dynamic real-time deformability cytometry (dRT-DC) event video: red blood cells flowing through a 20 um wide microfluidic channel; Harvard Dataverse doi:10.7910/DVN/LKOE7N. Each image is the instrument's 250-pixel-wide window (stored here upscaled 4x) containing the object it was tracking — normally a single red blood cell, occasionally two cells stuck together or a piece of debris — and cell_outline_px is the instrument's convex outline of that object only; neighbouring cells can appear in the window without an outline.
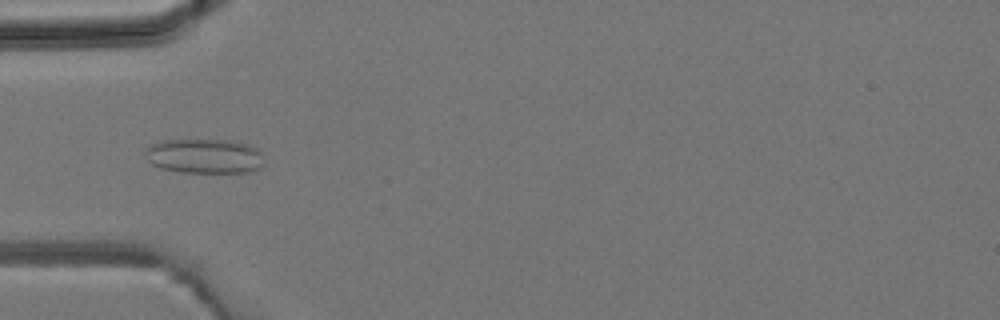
{"species": "common noctule bat (a hibernating species)", "species_latin": "Nyctalus noctula", "temperature_condition": "room temperature", "stored_images_in_passage": 41, "camera_frame_rate_fps": 3000, "um_per_image_px": 0.085, "animal": {"sex": "male", "body_mass_g": 19.2, "forearm_length_mm": 51.8}, "frame": {"image": 1, "passage_image": 11, "time_ms": 3.333, "image_size_px": [1000, 320], "cell_outline_px": [[264, 164], [260, 168], [248, 172], [180, 172], [160, 168], [152, 164], [144, 156], [144, 152], [152, 144], [164, 140], [228, 140], [248, 144], [256, 148], [260, 152]], "centroid_in_image_um": [17.37, 13.27], "position_along_channel_um": 67.6, "area_um2": 23.99}}
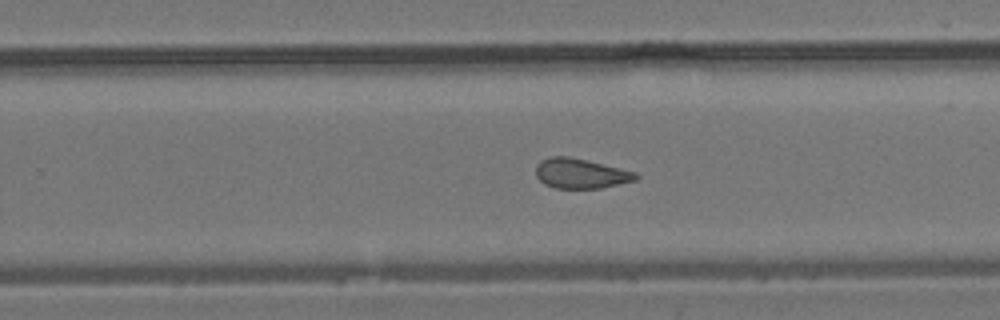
{"frame": {"image": 2, "passage_image": 25, "time_ms": 8.0, "image_size_px": [1000, 320], "cell_outline_px": [[640, 176], [636, 180], [600, 188], [556, 188], [544, 184], [536, 176], [536, 164], [540, 160], [552, 156], [568, 156], [636, 172]], "centroid_in_image_um": [49.33, 14.74], "position_along_channel_um": 280.5, "area_um2": 17.28}}
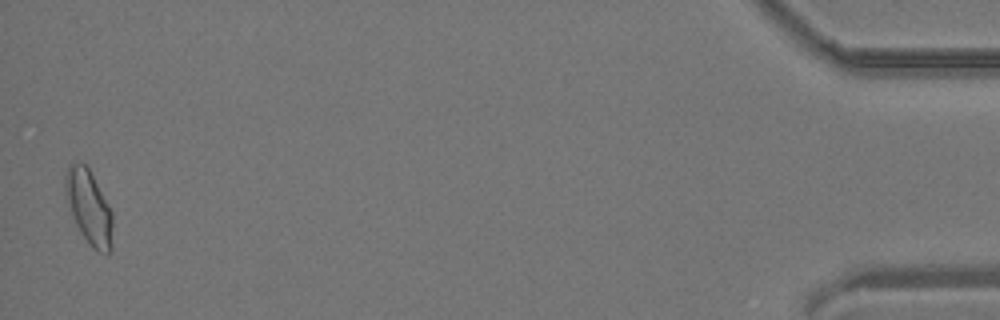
{"frame": {"image": 3, "passage_image": 41, "time_ms": 13.333, "image_size_px": [1000, 320], "cell_outline_px": [[112, 248], [108, 256], [92, 248], [88, 244], [80, 232], [72, 216], [68, 204], [64, 188], [64, 176], [68, 164], [84, 164], [88, 168], [112, 212]], "centroid_in_image_um": [7.55, 17.67], "position_along_channel_um": 427.6, "area_um2": 20.35}}